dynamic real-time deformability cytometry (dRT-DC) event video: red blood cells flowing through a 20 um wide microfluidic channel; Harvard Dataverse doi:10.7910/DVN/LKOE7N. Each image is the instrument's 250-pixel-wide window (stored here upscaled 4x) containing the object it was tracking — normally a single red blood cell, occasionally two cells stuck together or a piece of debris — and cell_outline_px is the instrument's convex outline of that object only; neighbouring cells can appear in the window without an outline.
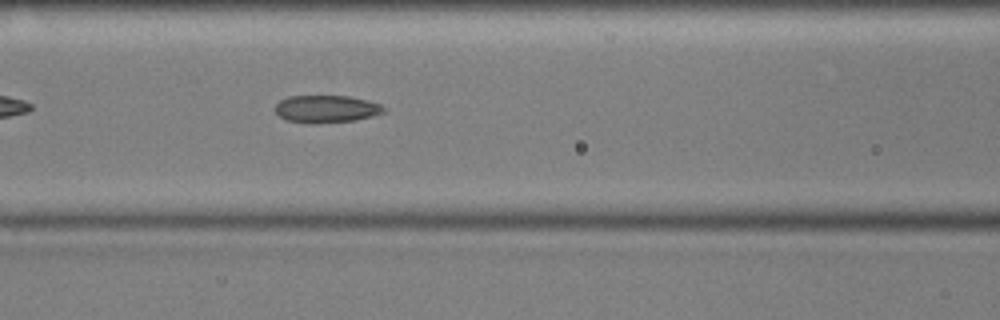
{"species": "common noctule bat (a hibernating species)", "species_latin": "Nyctalus noctula", "temperature_condition": "cold", "stored_images_in_passage": 42, "camera_frame_rate_fps": 3000, "um_per_image_px": 0.085, "animal": {"sex": "male", "body_mass_g": 17.9, "forearm_length_mm": 54.2}, "frame": {"image": 1, "passage_image": 10, "time_ms": 3.0, "image_size_px": [1000, 320], "cell_outline_px": [[384, 112], [372, 116], [356, 120], [288, 120], [280, 116], [276, 112], [276, 104], [280, 100], [288, 96], [348, 96], [368, 100], [380, 104], [384, 108]], "centroid_in_image_um": [27.78, 9.19], "position_along_channel_um": 138.8, "area_um2": 16.3}}
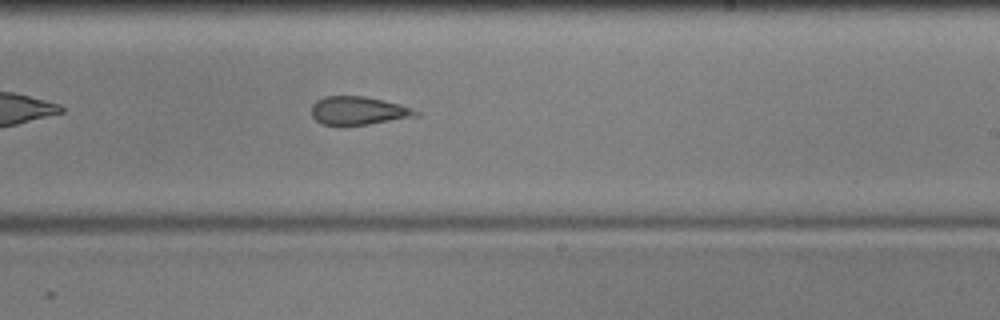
{"frame": {"image": 2, "passage_image": 20, "time_ms": 6.333, "image_size_px": [1000, 320], "cell_outline_px": [[420, 116], [368, 124], [320, 124], [312, 116], [312, 104], [316, 100], [324, 96], [364, 96], [400, 104], [420, 112]], "centroid_in_image_um": [30.46, 9.39], "position_along_channel_um": 258.5, "area_um2": 17.05}}
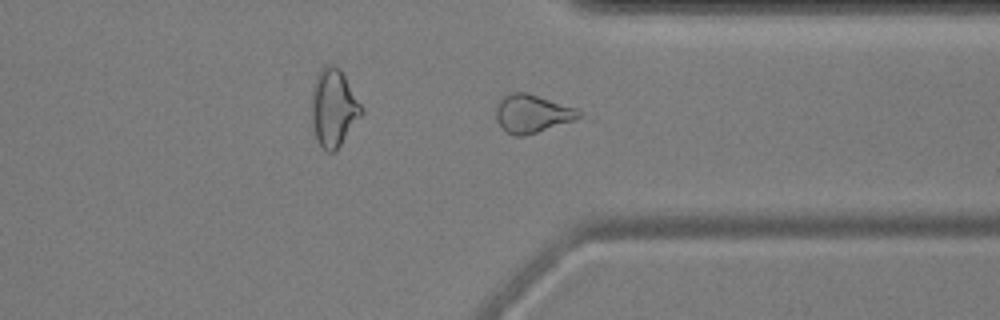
{"frame": {"image": 3, "passage_image": 29, "time_ms": 9.333, "image_size_px": [1000, 320], "cell_outline_px": [[596, 116], [592, 120], [524, 136], [512, 136], [496, 120], [496, 108], [500, 100], [504, 96], [512, 92], [528, 92], [576, 108]], "centroid_in_image_um": [45.55, 9.71], "position_along_channel_um": 365.8, "area_um2": 20.11}, "authors_computed_cell_mechanics": {"area_um2": 17.8602, "velocity_mm_per_s": 3.603, "shape_relaxation_time_tau1_ms": null, "shape_relaxation_time_tau2_ms": 3.7496, "deformation_change_tau1": null, "deformation_change_tau2": 0.1493}}